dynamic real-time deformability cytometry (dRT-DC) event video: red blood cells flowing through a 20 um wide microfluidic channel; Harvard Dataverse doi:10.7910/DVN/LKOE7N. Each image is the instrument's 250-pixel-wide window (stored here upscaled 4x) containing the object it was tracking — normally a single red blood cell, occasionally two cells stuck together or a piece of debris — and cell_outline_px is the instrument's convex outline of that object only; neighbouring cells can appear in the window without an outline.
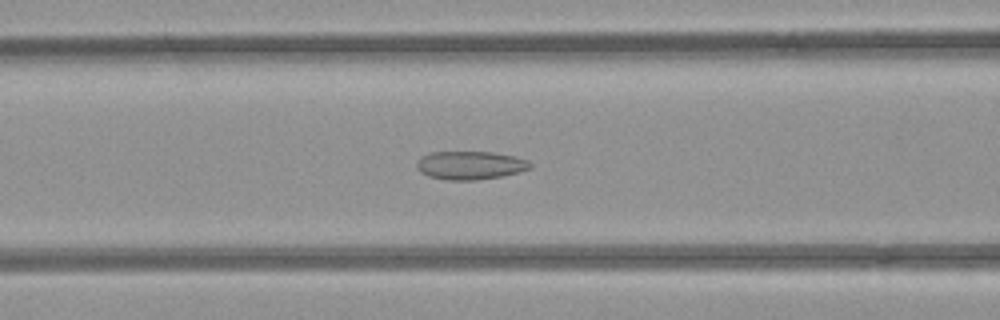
{"species": "common noctule bat (a hibernating species)", "species_latin": "Nyctalus noctula", "temperature_condition": "room temperature", "stored_images_in_passage": 40, "camera_frame_rate_fps": 3000, "um_per_image_px": 0.085, "animal": {"sex": "female", "body_mass_g": 21.9}, "frame": {"image": 1, "passage_image": 9, "time_ms": 2.667, "image_size_px": [1000, 320], "cell_outline_px": [[532, 168], [520, 172], [504, 176], [476, 180], [448, 180], [428, 176], [420, 172], [416, 168], [416, 164], [420, 156], [432, 152], [492, 152], [512, 156], [528, 160], [532, 164]], "centroid_in_image_um": [39.97, 14.06], "position_along_channel_um": 126.6, "area_um2": 18.9}}
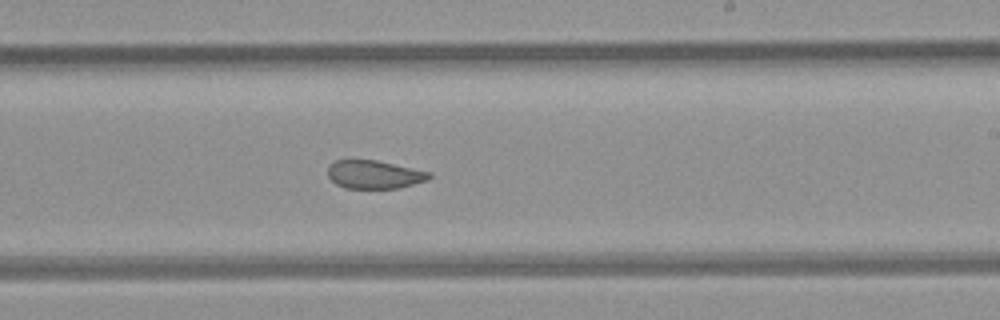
{"frame": {"image": 2, "passage_image": 19, "time_ms": 6.0, "image_size_px": [1000, 320], "cell_outline_px": [[432, 176], [428, 180], [400, 188], [344, 188], [336, 184], [328, 176], [328, 168], [336, 160], [376, 160], [432, 172]], "centroid_in_image_um": [31.85, 14.84], "position_along_channel_um": 257.1, "area_um2": 16.7}}
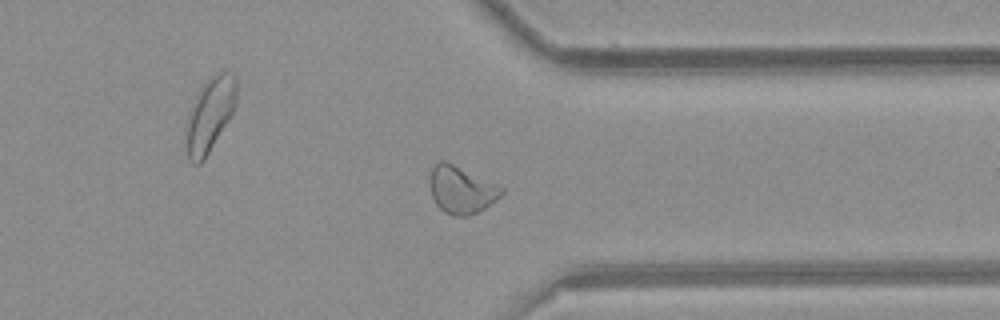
{"frame": {"image": 3, "passage_image": 28, "time_ms": 9.0, "image_size_px": [1000, 320], "cell_outline_px": [[504, 192], [496, 200], [484, 208], [468, 216], [452, 216], [444, 212], [436, 204], [432, 196], [432, 168], [440, 160], [444, 160], [504, 188]], "centroid_in_image_um": [39.23, 16.16], "position_along_channel_um": 372.2, "area_um2": 19.13}, "authors_computed_cell_mechanics": {"area_um2": 19.0162, "velocity_mm_per_s": 3.9257, "shape_relaxation_time_tau1_ms": null, "shape_relaxation_time_tau2_ms": 1.9097, "deformation_change_tau1": null, "deformation_change_tau2": 0.085}}